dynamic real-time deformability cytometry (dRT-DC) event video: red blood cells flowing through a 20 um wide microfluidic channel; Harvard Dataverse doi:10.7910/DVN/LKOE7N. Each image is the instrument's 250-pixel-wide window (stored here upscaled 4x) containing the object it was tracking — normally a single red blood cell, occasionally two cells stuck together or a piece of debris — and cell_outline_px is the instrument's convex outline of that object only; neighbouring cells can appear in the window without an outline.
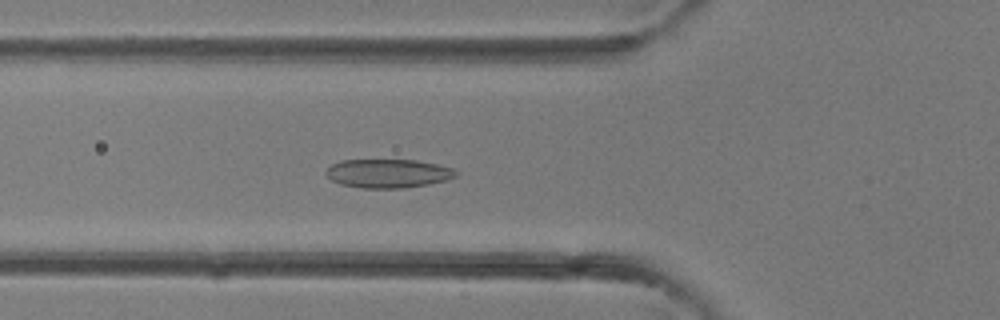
{"species": "common noctule bat (a hibernating species)", "species_latin": "Nyctalus noctula", "temperature_condition": "room temperature", "stored_images_in_passage": 39, "camera_frame_rate_fps": 3000, "um_per_image_px": 0.085, "animal": {"sex": "female"}, "frame": {"image": 1, "passage_image": 14, "time_ms": 4.333, "image_size_px": [1000, 320], "cell_outline_px": [[460, 172], [456, 176], [448, 180], [428, 184], [404, 188], [364, 188], [340, 184], [332, 180], [324, 172], [332, 164], [340, 160], [416, 160], [436, 164], [452, 168]], "centroid_in_image_um": [33.01, 14.74], "position_along_channel_um": 92.8, "area_um2": 21.79}}
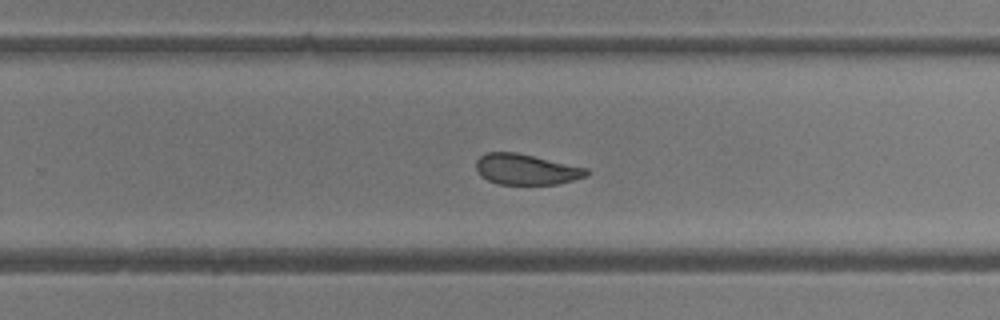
{"frame": {"image": 2, "passage_image": 25, "time_ms": 8.0, "image_size_px": [1000, 320], "cell_outline_px": [[588, 176], [560, 184], [500, 184], [488, 180], [480, 176], [476, 168], [476, 160], [480, 156], [488, 152], [516, 152], [588, 168]], "centroid_in_image_um": [44.73, 14.4], "position_along_channel_um": 285.1, "area_um2": 19.77}}
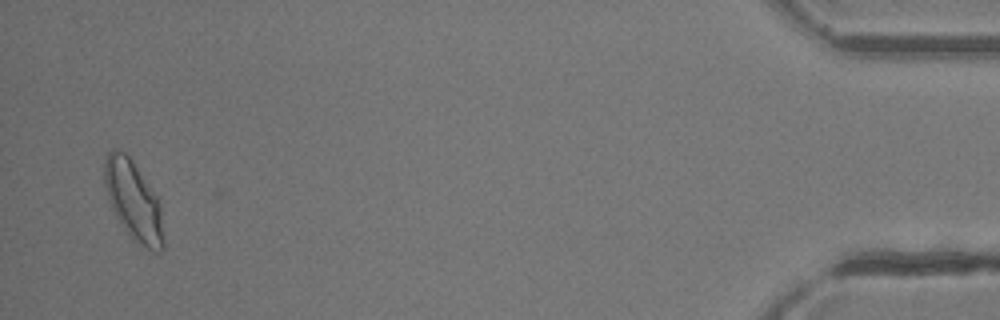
{"frame": {"image": 3, "passage_image": 38, "time_ms": 12.333, "image_size_px": [1000, 320], "cell_outline_px": [[164, 248], [160, 252], [156, 252], [132, 240], [116, 216], [108, 200], [104, 180], [104, 160], [108, 152], [112, 148], [116, 148], [124, 152], [132, 160], [156, 196], [160, 204], [164, 240]], "centroid_in_image_um": [11.33, 17.06], "position_along_channel_um": 423.9, "area_um2": 27.17}}